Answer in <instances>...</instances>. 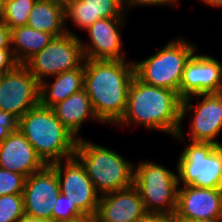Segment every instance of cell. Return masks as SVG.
<instances>
[{
  "mask_svg": "<svg viewBox=\"0 0 222 222\" xmlns=\"http://www.w3.org/2000/svg\"><path fill=\"white\" fill-rule=\"evenodd\" d=\"M134 77L133 61L85 59L84 89L101 123L116 126L120 122Z\"/></svg>",
  "mask_w": 222,
  "mask_h": 222,
  "instance_id": "6da1fadb",
  "label": "cell"
},
{
  "mask_svg": "<svg viewBox=\"0 0 222 222\" xmlns=\"http://www.w3.org/2000/svg\"><path fill=\"white\" fill-rule=\"evenodd\" d=\"M182 100L174 90L147 85L134 77L127 89L125 114L116 126L132 124L174 137L181 125Z\"/></svg>",
  "mask_w": 222,
  "mask_h": 222,
  "instance_id": "7a4b0ae2",
  "label": "cell"
},
{
  "mask_svg": "<svg viewBox=\"0 0 222 222\" xmlns=\"http://www.w3.org/2000/svg\"><path fill=\"white\" fill-rule=\"evenodd\" d=\"M18 129L46 165L74 157L78 139L61 123L53 110L40 103L20 119Z\"/></svg>",
  "mask_w": 222,
  "mask_h": 222,
  "instance_id": "3957f363",
  "label": "cell"
},
{
  "mask_svg": "<svg viewBox=\"0 0 222 222\" xmlns=\"http://www.w3.org/2000/svg\"><path fill=\"white\" fill-rule=\"evenodd\" d=\"M101 196L133 185L134 164L116 151L80 138L74 155Z\"/></svg>",
  "mask_w": 222,
  "mask_h": 222,
  "instance_id": "277c9868",
  "label": "cell"
},
{
  "mask_svg": "<svg viewBox=\"0 0 222 222\" xmlns=\"http://www.w3.org/2000/svg\"><path fill=\"white\" fill-rule=\"evenodd\" d=\"M197 49V46L183 37L172 39L149 58L133 60L135 77L144 84L179 93L186 63L198 51Z\"/></svg>",
  "mask_w": 222,
  "mask_h": 222,
  "instance_id": "5b68a950",
  "label": "cell"
},
{
  "mask_svg": "<svg viewBox=\"0 0 222 222\" xmlns=\"http://www.w3.org/2000/svg\"><path fill=\"white\" fill-rule=\"evenodd\" d=\"M133 185L138 189L147 213L174 217L178 198V173L152 161L134 166Z\"/></svg>",
  "mask_w": 222,
  "mask_h": 222,
  "instance_id": "8992f818",
  "label": "cell"
},
{
  "mask_svg": "<svg viewBox=\"0 0 222 222\" xmlns=\"http://www.w3.org/2000/svg\"><path fill=\"white\" fill-rule=\"evenodd\" d=\"M177 160L179 185L199 188H222V146L191 142Z\"/></svg>",
  "mask_w": 222,
  "mask_h": 222,
  "instance_id": "52a82bcc",
  "label": "cell"
},
{
  "mask_svg": "<svg viewBox=\"0 0 222 222\" xmlns=\"http://www.w3.org/2000/svg\"><path fill=\"white\" fill-rule=\"evenodd\" d=\"M80 37L65 33L53 37L47 46L32 56L24 65L41 83L48 77L79 67L85 60Z\"/></svg>",
  "mask_w": 222,
  "mask_h": 222,
  "instance_id": "ba28073f",
  "label": "cell"
},
{
  "mask_svg": "<svg viewBox=\"0 0 222 222\" xmlns=\"http://www.w3.org/2000/svg\"><path fill=\"white\" fill-rule=\"evenodd\" d=\"M199 99V103L193 106L192 99ZM192 115L190 120L189 141L213 143L222 146L217 137L222 131V100L214 93L197 94L182 100L181 104V125L178 133L173 138L182 143L185 137L182 130V122L186 115ZM216 138V139H215Z\"/></svg>",
  "mask_w": 222,
  "mask_h": 222,
  "instance_id": "9c48e42d",
  "label": "cell"
},
{
  "mask_svg": "<svg viewBox=\"0 0 222 222\" xmlns=\"http://www.w3.org/2000/svg\"><path fill=\"white\" fill-rule=\"evenodd\" d=\"M56 172L60 192L74 204L83 215L95 216L100 195L81 162L74 156L50 165Z\"/></svg>",
  "mask_w": 222,
  "mask_h": 222,
  "instance_id": "30bf717a",
  "label": "cell"
},
{
  "mask_svg": "<svg viewBox=\"0 0 222 222\" xmlns=\"http://www.w3.org/2000/svg\"><path fill=\"white\" fill-rule=\"evenodd\" d=\"M40 83L24 64L6 73L0 86V110L20 119L39 104Z\"/></svg>",
  "mask_w": 222,
  "mask_h": 222,
  "instance_id": "8fae6325",
  "label": "cell"
},
{
  "mask_svg": "<svg viewBox=\"0 0 222 222\" xmlns=\"http://www.w3.org/2000/svg\"><path fill=\"white\" fill-rule=\"evenodd\" d=\"M55 170L46 165L26 178L23 190L25 217L52 221V211L60 194Z\"/></svg>",
  "mask_w": 222,
  "mask_h": 222,
  "instance_id": "7c38bea8",
  "label": "cell"
},
{
  "mask_svg": "<svg viewBox=\"0 0 222 222\" xmlns=\"http://www.w3.org/2000/svg\"><path fill=\"white\" fill-rule=\"evenodd\" d=\"M126 20L124 18L100 19L85 31L89 40L81 41L85 59L91 60H126L123 51L121 31Z\"/></svg>",
  "mask_w": 222,
  "mask_h": 222,
  "instance_id": "4fadbf2b",
  "label": "cell"
},
{
  "mask_svg": "<svg viewBox=\"0 0 222 222\" xmlns=\"http://www.w3.org/2000/svg\"><path fill=\"white\" fill-rule=\"evenodd\" d=\"M173 218L174 221L222 218V188L179 185Z\"/></svg>",
  "mask_w": 222,
  "mask_h": 222,
  "instance_id": "5bb4252c",
  "label": "cell"
},
{
  "mask_svg": "<svg viewBox=\"0 0 222 222\" xmlns=\"http://www.w3.org/2000/svg\"><path fill=\"white\" fill-rule=\"evenodd\" d=\"M222 75V64L212 56L196 52L186 63L179 86V96L185 99L216 91Z\"/></svg>",
  "mask_w": 222,
  "mask_h": 222,
  "instance_id": "9a60e30c",
  "label": "cell"
},
{
  "mask_svg": "<svg viewBox=\"0 0 222 222\" xmlns=\"http://www.w3.org/2000/svg\"><path fill=\"white\" fill-rule=\"evenodd\" d=\"M147 213L138 189L132 185L100 196L97 222H135Z\"/></svg>",
  "mask_w": 222,
  "mask_h": 222,
  "instance_id": "2e32d148",
  "label": "cell"
},
{
  "mask_svg": "<svg viewBox=\"0 0 222 222\" xmlns=\"http://www.w3.org/2000/svg\"><path fill=\"white\" fill-rule=\"evenodd\" d=\"M45 166L32 144L19 129L0 142V168L19 173L27 178Z\"/></svg>",
  "mask_w": 222,
  "mask_h": 222,
  "instance_id": "e0dca14e",
  "label": "cell"
},
{
  "mask_svg": "<svg viewBox=\"0 0 222 222\" xmlns=\"http://www.w3.org/2000/svg\"><path fill=\"white\" fill-rule=\"evenodd\" d=\"M126 16L122 0H71L65 5V22L70 19L84 31L97 20Z\"/></svg>",
  "mask_w": 222,
  "mask_h": 222,
  "instance_id": "ac0fdd59",
  "label": "cell"
},
{
  "mask_svg": "<svg viewBox=\"0 0 222 222\" xmlns=\"http://www.w3.org/2000/svg\"><path fill=\"white\" fill-rule=\"evenodd\" d=\"M57 119L77 138L86 119L98 121L91 100L82 89L51 107Z\"/></svg>",
  "mask_w": 222,
  "mask_h": 222,
  "instance_id": "d6986e66",
  "label": "cell"
},
{
  "mask_svg": "<svg viewBox=\"0 0 222 222\" xmlns=\"http://www.w3.org/2000/svg\"><path fill=\"white\" fill-rule=\"evenodd\" d=\"M85 60L77 68L57 74L54 81L40 83L39 103L51 108L72 94L84 89Z\"/></svg>",
  "mask_w": 222,
  "mask_h": 222,
  "instance_id": "ffe728a7",
  "label": "cell"
},
{
  "mask_svg": "<svg viewBox=\"0 0 222 222\" xmlns=\"http://www.w3.org/2000/svg\"><path fill=\"white\" fill-rule=\"evenodd\" d=\"M27 26L54 37L71 33L65 22V5L51 0H37L27 22ZM70 29V30H69Z\"/></svg>",
  "mask_w": 222,
  "mask_h": 222,
  "instance_id": "44dd1931",
  "label": "cell"
},
{
  "mask_svg": "<svg viewBox=\"0 0 222 222\" xmlns=\"http://www.w3.org/2000/svg\"><path fill=\"white\" fill-rule=\"evenodd\" d=\"M53 35L27 25L11 30V49L16 61L25 64L53 39Z\"/></svg>",
  "mask_w": 222,
  "mask_h": 222,
  "instance_id": "7402d4cb",
  "label": "cell"
},
{
  "mask_svg": "<svg viewBox=\"0 0 222 222\" xmlns=\"http://www.w3.org/2000/svg\"><path fill=\"white\" fill-rule=\"evenodd\" d=\"M37 0H5L0 19L13 30L27 25L29 15Z\"/></svg>",
  "mask_w": 222,
  "mask_h": 222,
  "instance_id": "603a6c76",
  "label": "cell"
},
{
  "mask_svg": "<svg viewBox=\"0 0 222 222\" xmlns=\"http://www.w3.org/2000/svg\"><path fill=\"white\" fill-rule=\"evenodd\" d=\"M24 217L22 194L0 196V222H20Z\"/></svg>",
  "mask_w": 222,
  "mask_h": 222,
  "instance_id": "cb8c5ba5",
  "label": "cell"
},
{
  "mask_svg": "<svg viewBox=\"0 0 222 222\" xmlns=\"http://www.w3.org/2000/svg\"><path fill=\"white\" fill-rule=\"evenodd\" d=\"M26 177L19 173L0 168V196L22 194Z\"/></svg>",
  "mask_w": 222,
  "mask_h": 222,
  "instance_id": "d4e9b609",
  "label": "cell"
},
{
  "mask_svg": "<svg viewBox=\"0 0 222 222\" xmlns=\"http://www.w3.org/2000/svg\"><path fill=\"white\" fill-rule=\"evenodd\" d=\"M82 215L78 208L67 200L66 196L59 194L52 211L53 222L67 221Z\"/></svg>",
  "mask_w": 222,
  "mask_h": 222,
  "instance_id": "484cf974",
  "label": "cell"
},
{
  "mask_svg": "<svg viewBox=\"0 0 222 222\" xmlns=\"http://www.w3.org/2000/svg\"><path fill=\"white\" fill-rule=\"evenodd\" d=\"M19 119L12 113L0 110V142L4 141L12 132L18 130Z\"/></svg>",
  "mask_w": 222,
  "mask_h": 222,
  "instance_id": "4316f807",
  "label": "cell"
},
{
  "mask_svg": "<svg viewBox=\"0 0 222 222\" xmlns=\"http://www.w3.org/2000/svg\"><path fill=\"white\" fill-rule=\"evenodd\" d=\"M122 5L124 8L125 13H127V9H133L134 7H138V6H150V7H154V6H161L164 7L166 5H170V6H176V4L172 1V0H122Z\"/></svg>",
  "mask_w": 222,
  "mask_h": 222,
  "instance_id": "83f0119b",
  "label": "cell"
},
{
  "mask_svg": "<svg viewBox=\"0 0 222 222\" xmlns=\"http://www.w3.org/2000/svg\"><path fill=\"white\" fill-rule=\"evenodd\" d=\"M18 64L12 49H0V71H11Z\"/></svg>",
  "mask_w": 222,
  "mask_h": 222,
  "instance_id": "f1b7e54d",
  "label": "cell"
},
{
  "mask_svg": "<svg viewBox=\"0 0 222 222\" xmlns=\"http://www.w3.org/2000/svg\"><path fill=\"white\" fill-rule=\"evenodd\" d=\"M0 49H11V30L0 19Z\"/></svg>",
  "mask_w": 222,
  "mask_h": 222,
  "instance_id": "f546056e",
  "label": "cell"
},
{
  "mask_svg": "<svg viewBox=\"0 0 222 222\" xmlns=\"http://www.w3.org/2000/svg\"><path fill=\"white\" fill-rule=\"evenodd\" d=\"M135 222H175L173 217L158 214V213H146L144 216L137 219Z\"/></svg>",
  "mask_w": 222,
  "mask_h": 222,
  "instance_id": "4dcf8cb0",
  "label": "cell"
},
{
  "mask_svg": "<svg viewBox=\"0 0 222 222\" xmlns=\"http://www.w3.org/2000/svg\"><path fill=\"white\" fill-rule=\"evenodd\" d=\"M60 222H97L96 216L93 215H82L80 217Z\"/></svg>",
  "mask_w": 222,
  "mask_h": 222,
  "instance_id": "1f68e13d",
  "label": "cell"
},
{
  "mask_svg": "<svg viewBox=\"0 0 222 222\" xmlns=\"http://www.w3.org/2000/svg\"><path fill=\"white\" fill-rule=\"evenodd\" d=\"M202 3L206 4L207 6L222 7V0H200Z\"/></svg>",
  "mask_w": 222,
  "mask_h": 222,
  "instance_id": "d6a6232c",
  "label": "cell"
},
{
  "mask_svg": "<svg viewBox=\"0 0 222 222\" xmlns=\"http://www.w3.org/2000/svg\"><path fill=\"white\" fill-rule=\"evenodd\" d=\"M175 222H222V218L199 219V220H191V221H175Z\"/></svg>",
  "mask_w": 222,
  "mask_h": 222,
  "instance_id": "836d02e7",
  "label": "cell"
},
{
  "mask_svg": "<svg viewBox=\"0 0 222 222\" xmlns=\"http://www.w3.org/2000/svg\"><path fill=\"white\" fill-rule=\"evenodd\" d=\"M214 94L222 100V75H221V78L219 80V83L217 85V88Z\"/></svg>",
  "mask_w": 222,
  "mask_h": 222,
  "instance_id": "e575fe53",
  "label": "cell"
},
{
  "mask_svg": "<svg viewBox=\"0 0 222 222\" xmlns=\"http://www.w3.org/2000/svg\"><path fill=\"white\" fill-rule=\"evenodd\" d=\"M20 222H53V221L38 220V219H31L28 217H24Z\"/></svg>",
  "mask_w": 222,
  "mask_h": 222,
  "instance_id": "d590c367",
  "label": "cell"
},
{
  "mask_svg": "<svg viewBox=\"0 0 222 222\" xmlns=\"http://www.w3.org/2000/svg\"><path fill=\"white\" fill-rule=\"evenodd\" d=\"M7 72H9V71H0V86H1V83L3 82V80H4L5 75H6Z\"/></svg>",
  "mask_w": 222,
  "mask_h": 222,
  "instance_id": "8d00e7d4",
  "label": "cell"
},
{
  "mask_svg": "<svg viewBox=\"0 0 222 222\" xmlns=\"http://www.w3.org/2000/svg\"><path fill=\"white\" fill-rule=\"evenodd\" d=\"M51 1H55L57 3H61L62 5H66L68 2H70L71 0H51Z\"/></svg>",
  "mask_w": 222,
  "mask_h": 222,
  "instance_id": "74e56055",
  "label": "cell"
},
{
  "mask_svg": "<svg viewBox=\"0 0 222 222\" xmlns=\"http://www.w3.org/2000/svg\"><path fill=\"white\" fill-rule=\"evenodd\" d=\"M4 3H5V0H0V16H1L2 10L4 8Z\"/></svg>",
  "mask_w": 222,
  "mask_h": 222,
  "instance_id": "f35d334b",
  "label": "cell"
},
{
  "mask_svg": "<svg viewBox=\"0 0 222 222\" xmlns=\"http://www.w3.org/2000/svg\"><path fill=\"white\" fill-rule=\"evenodd\" d=\"M176 5L179 2V0H172Z\"/></svg>",
  "mask_w": 222,
  "mask_h": 222,
  "instance_id": "ab89813d",
  "label": "cell"
}]
</instances>
